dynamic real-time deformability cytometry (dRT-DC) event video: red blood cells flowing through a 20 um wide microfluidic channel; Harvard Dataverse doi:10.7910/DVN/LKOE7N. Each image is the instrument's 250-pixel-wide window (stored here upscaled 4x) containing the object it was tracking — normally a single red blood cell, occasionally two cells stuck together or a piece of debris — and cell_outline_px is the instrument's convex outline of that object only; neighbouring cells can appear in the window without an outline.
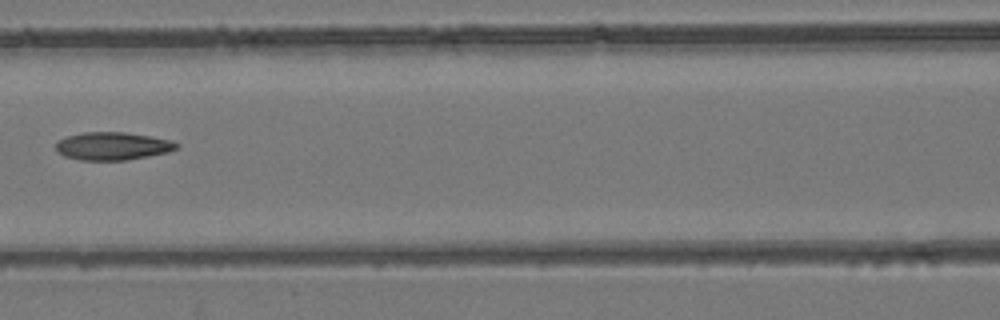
{"species": "common noctule bat (a hibernating species)", "species_latin": "Nyctalus noctula", "temperature_condition": "room temperature", "stored_images_in_passage": 9, "camera_frame_rate_fps": 3000, "um_per_image_px": 0.085, "animal": {"sex": "female", "body_mass_g": 24.6, "forearm_length_mm": 56.2}, "frame": {"image": 1, "passage_image": 8, "time_ms": 2.333, "image_size_px": [1000, 320], "cell_outline_px": [[180, 144], [176, 148], [168, 152], [128, 160], [80, 160], [64, 156], [56, 152], [56, 144], [60, 140], [68, 136], [84, 132], [124, 132], [172, 140]], "centroid_in_image_um": [9.57, 12.42], "position_along_channel_um": 157.0, "area_um2": 19.54}}
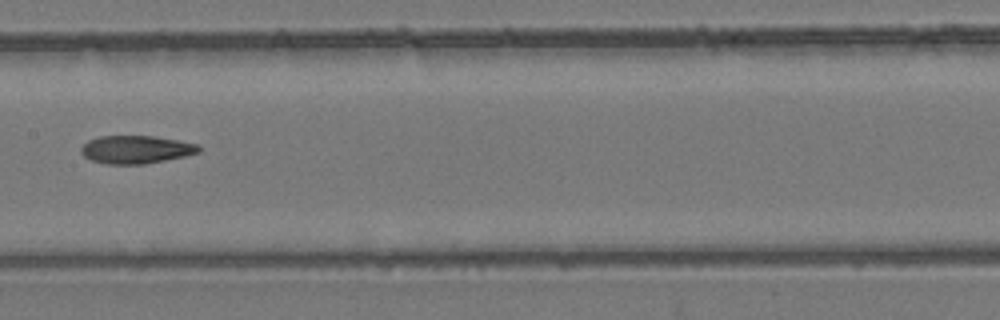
{"frame": {"image": 2, "passage_image": 9, "time_ms": 2.667, "image_size_px": [1000, 320], "cell_outline_px": [[200, 152], [184, 156], [144, 164], [104, 164], [92, 160], [84, 156], [80, 152], [80, 148], [88, 140], [100, 136], [152, 136], [176, 140], [196, 144], [200, 148]], "centroid_in_image_um": [11.51, 12.71], "position_along_channel_um": 195.9, "area_um2": 19.02}}